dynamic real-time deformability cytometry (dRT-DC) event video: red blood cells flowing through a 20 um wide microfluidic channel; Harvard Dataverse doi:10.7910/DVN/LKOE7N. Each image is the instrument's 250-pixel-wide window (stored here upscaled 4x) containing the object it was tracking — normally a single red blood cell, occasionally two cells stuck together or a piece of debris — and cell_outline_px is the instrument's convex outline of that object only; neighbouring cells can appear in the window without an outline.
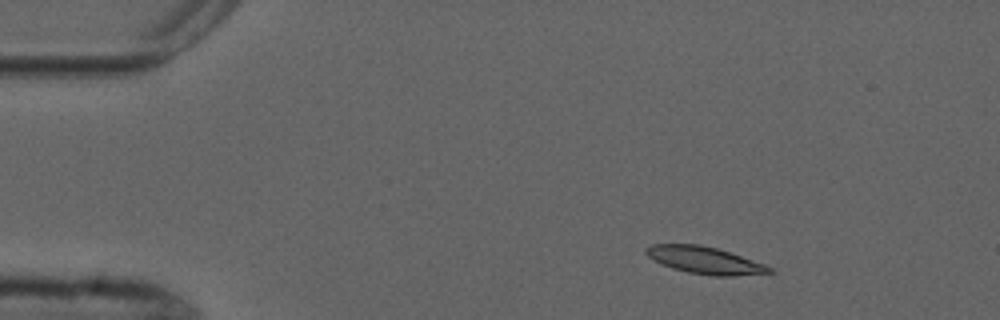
{"species": "common noctule bat (a hibernating species)", "species_latin": "Nyctalus noctula", "temperature_condition": "cold", "stored_images_in_passage": 4, "camera_frame_rate_fps": 3000, "um_per_image_px": 0.085, "animal": {"sex": "male", "forearm_length_mm": 52.5}, "frame": {"image": 1, "passage_image": 1, "time_ms": 0.0, "image_size_px": [1000, 320], "cell_outline_px": [[776, 272], [736, 276], [712, 276], [688, 272], [672, 268], [660, 264], [648, 256], [644, 252], [644, 248], [652, 244], [700, 244], [716, 248], [764, 264], [772, 268]], "centroid_in_image_um": [59.88, 22.12], "position_along_channel_um": 25.1, "area_um2": 19.48}}
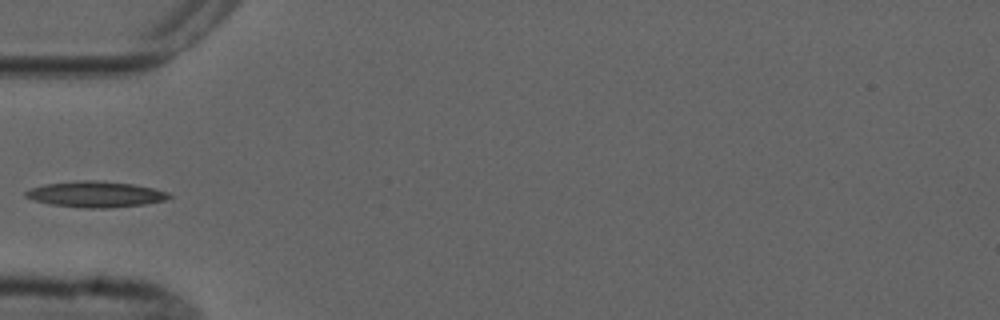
{"frame": {"image": 2, "passage_image": 4, "time_ms": 3.333, "image_size_px": [1000, 320], "cell_outline_px": [[172, 196], [164, 200], [144, 204], [108, 208], [84, 208], [52, 204], [32, 200], [24, 196], [24, 192], [32, 188], [44, 184], [84, 180], [92, 180], [132, 184], [152, 188], [168, 192]], "centroid_in_image_um": [8.1, 16.52], "position_along_channel_um": 76.9, "area_um2": 21.39}}